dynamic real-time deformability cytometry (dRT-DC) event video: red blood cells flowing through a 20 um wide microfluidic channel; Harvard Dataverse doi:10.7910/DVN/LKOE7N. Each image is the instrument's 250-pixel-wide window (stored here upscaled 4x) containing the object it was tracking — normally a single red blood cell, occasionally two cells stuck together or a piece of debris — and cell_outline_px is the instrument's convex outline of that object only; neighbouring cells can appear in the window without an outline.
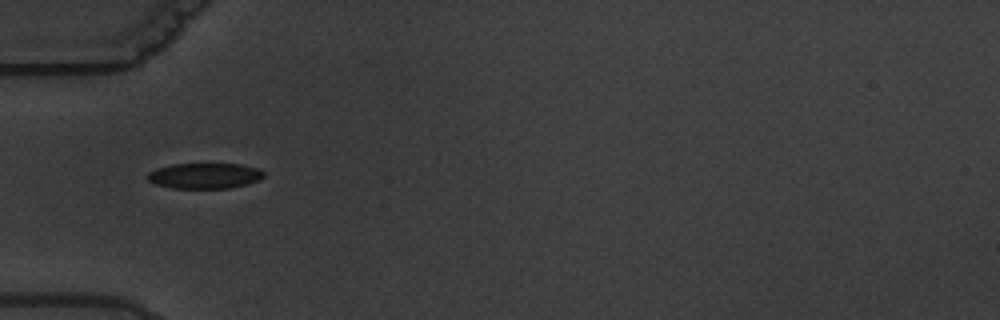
{"species": "common noctule bat (a hibernating species)", "species_latin": "Nyctalus noctula", "temperature_condition": "warm", "stored_images_in_passage": 7, "camera_frame_rate_fps": 3000, "um_per_image_px": 0.085, "animal": {"sex": "male", "body_mass_g": 19.5, "forearm_length_mm": 54.6}, "frame": {"image": 1, "passage_image": 1, "time_ms": 0.0, "image_size_px": [1000, 320], "cell_outline_px": [[264, 176], [260, 180], [248, 184], [228, 188], [172, 188], [156, 184], [148, 180], [144, 176], [148, 172], [156, 168], [172, 164], [240, 164], [256, 168], [264, 172]], "centroid_in_image_um": [17.37, 14.94], "position_along_channel_um": 67.6, "area_um2": 17.4}}